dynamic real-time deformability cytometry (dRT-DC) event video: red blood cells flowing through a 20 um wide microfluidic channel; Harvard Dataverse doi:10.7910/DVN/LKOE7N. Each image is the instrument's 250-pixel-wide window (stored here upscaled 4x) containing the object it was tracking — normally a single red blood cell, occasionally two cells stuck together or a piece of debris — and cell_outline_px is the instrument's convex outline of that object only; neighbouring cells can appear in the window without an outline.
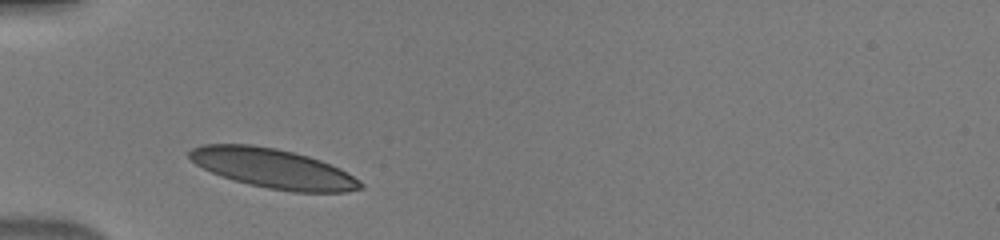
{"species": "human", "species_latin": "Homo sapiens", "temperature_condition": "warm", "stored_images_in_passage": 29, "camera_frame_rate_fps": 3000, "um_per_image_px": 0.085, "donor": {"sex": "male"}, "frame": {"image": 1, "passage_image": 1, "time_ms": 0.0, "image_size_px": [1000, 240], "cell_outline_px": [[364, 188], [348, 192], [292, 192], [268, 188], [248, 184], [212, 172], [196, 164], [188, 156], [188, 152], [192, 148], [204, 144], [252, 144], [276, 148], [308, 156], [320, 160], [340, 168], [360, 180], [364, 184]], "centroid_in_image_um": [23.26, 14.32], "position_along_channel_um": 61.7, "area_um2": 39.25}}
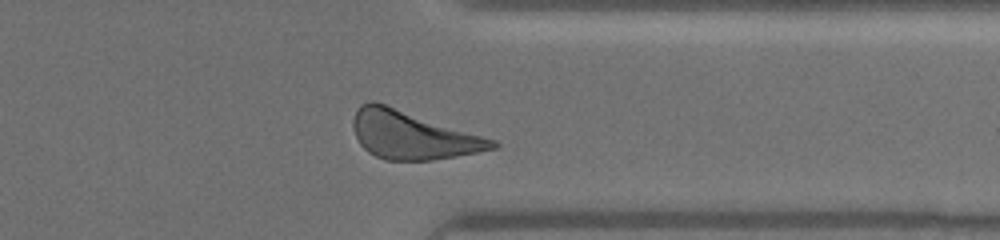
{"frame": {"image": 2, "passage_image": 25, "time_ms": 8.0, "image_size_px": [1000, 240], "cell_outline_px": [[500, 144], [496, 148], [456, 156], [432, 160], [384, 160], [368, 152], [360, 144], [356, 136], [352, 124], [352, 120], [356, 108], [360, 104], [372, 100], [496, 140]], "centroid_in_image_um": [35.02, 11.48], "position_along_channel_um": 376.4, "area_um2": 38.61}}